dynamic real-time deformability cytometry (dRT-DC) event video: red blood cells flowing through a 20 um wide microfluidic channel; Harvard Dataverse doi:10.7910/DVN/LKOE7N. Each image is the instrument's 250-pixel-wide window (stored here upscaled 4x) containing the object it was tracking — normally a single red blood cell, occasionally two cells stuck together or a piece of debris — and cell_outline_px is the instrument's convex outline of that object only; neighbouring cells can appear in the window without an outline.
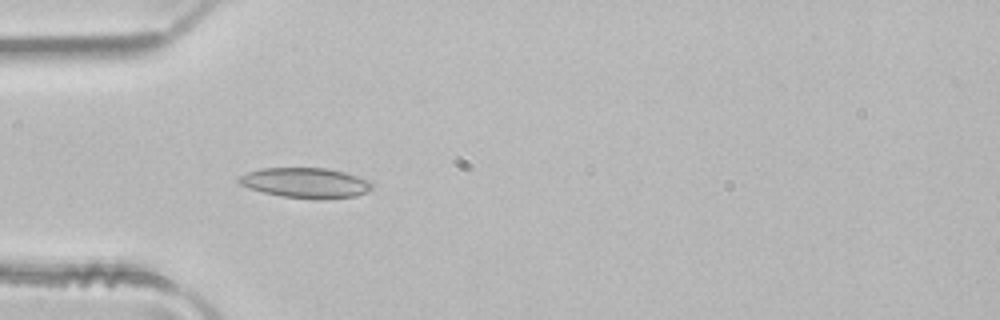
{"species": "common noctule bat (a hibernating species)", "species_latin": "Nyctalus noctula", "temperature_condition": "room temperature", "stored_images_in_passage": 4, "camera_frame_rate_fps": 3000, "um_per_image_px": 0.085, "animal": {"sex": "male", "body_mass_g": 21.5, "forearm_length_mm": 52.0}, "frame": {"image": 1, "passage_image": 4, "time_ms": 1.0, "image_size_px": [1000, 320], "cell_outline_px": [[372, 188], [368, 192], [356, 196], [316, 200], [280, 196], [264, 192], [240, 184], [236, 180], [240, 176], [248, 172], [260, 168], [328, 168], [344, 172], [368, 180], [372, 184]], "centroid_in_image_um": [25.99, 15.55], "position_along_channel_um": 59.0, "area_um2": 23.41}}